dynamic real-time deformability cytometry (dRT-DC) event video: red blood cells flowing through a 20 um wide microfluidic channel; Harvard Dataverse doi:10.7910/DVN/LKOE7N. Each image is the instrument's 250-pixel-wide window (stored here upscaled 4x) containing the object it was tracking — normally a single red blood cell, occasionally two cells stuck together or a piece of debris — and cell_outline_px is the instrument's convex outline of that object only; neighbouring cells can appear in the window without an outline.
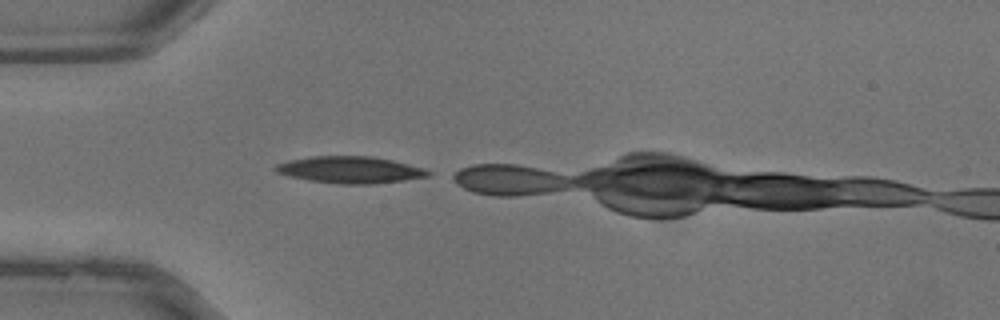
{"species": "common noctule bat (a hibernating species)", "species_latin": "Nyctalus noctula", "temperature_condition": "warm", "stored_images_in_passage": 2, "camera_frame_rate_fps": 3000, "um_per_image_px": 0.085, "animal": {"sex": "male", "body_mass_g": 13.3}, "frame": {"image": 1, "passage_image": 1, "time_ms": 0.0, "image_size_px": [1000, 320], "cell_outline_px": [[432, 172], [428, 176], [404, 180], [372, 184], [340, 184], [308, 180], [288, 176], [276, 172], [272, 168], [276, 164], [288, 160], [312, 156], [368, 156], [392, 160], [424, 168]], "centroid_in_image_um": [29.72, 14.43], "position_along_channel_um": 55.3, "area_um2": 23.81}}